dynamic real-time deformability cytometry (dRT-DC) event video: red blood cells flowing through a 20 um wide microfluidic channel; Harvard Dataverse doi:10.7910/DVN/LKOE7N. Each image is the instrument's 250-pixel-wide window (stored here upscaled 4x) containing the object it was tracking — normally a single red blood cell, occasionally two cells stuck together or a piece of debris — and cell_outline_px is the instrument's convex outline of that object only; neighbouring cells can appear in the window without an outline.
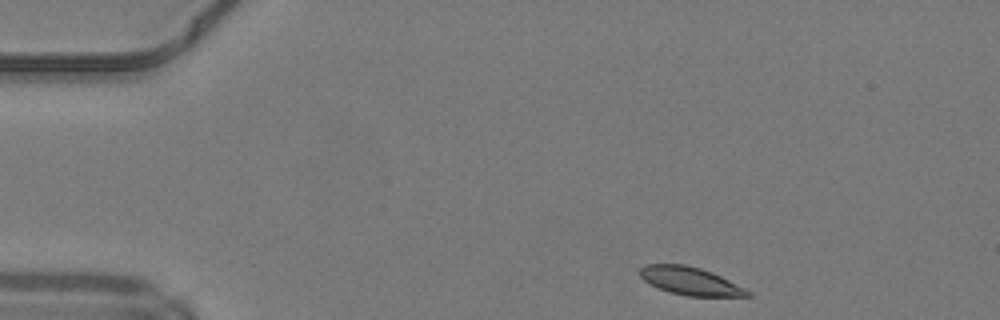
{"species": "common noctule bat (a hibernating species)", "species_latin": "Nyctalus noctula", "temperature_condition": "warm", "stored_images_in_passage": 42, "camera_frame_rate_fps": 3000, "um_per_image_px": 0.085, "animal": {"sex": "male", "body_mass_g": 19.2, "forearm_length_mm": 51.8}, "frame": {"image": 1, "passage_image": 1, "time_ms": 0.0, "image_size_px": [1000, 320], "cell_outline_px": [[752, 296], [688, 296], [668, 292], [644, 280], [640, 276], [640, 268], [644, 264], [684, 264], [700, 268], [712, 272], [752, 292]], "centroid_in_image_um": [58.67, 23.88], "position_along_channel_um": 26.3, "area_um2": 17.34}}
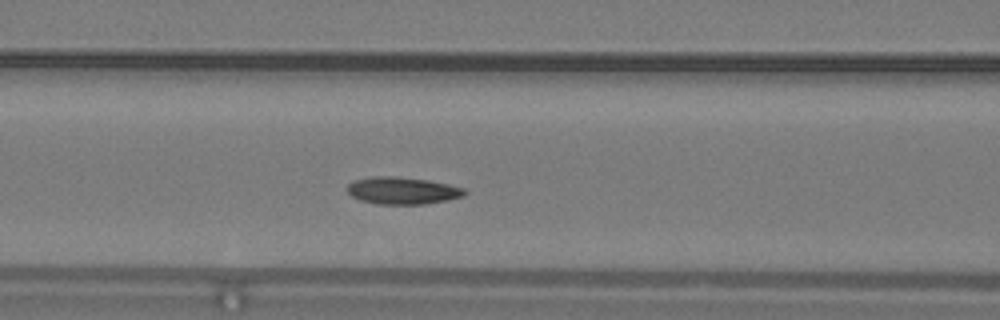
{"frame": {"image": 2, "passage_image": 14, "time_ms": 4.333, "image_size_px": [1000, 320], "cell_outline_px": [[468, 192], [464, 196], [448, 200], [424, 204], [376, 204], [360, 200], [352, 196], [348, 192], [348, 184], [352, 180], [372, 176], [396, 176], [428, 180], [448, 184], [464, 188]], "centroid_in_image_um": [34.21, 16.2], "position_along_channel_um": 132.4, "area_um2": 18.73}}
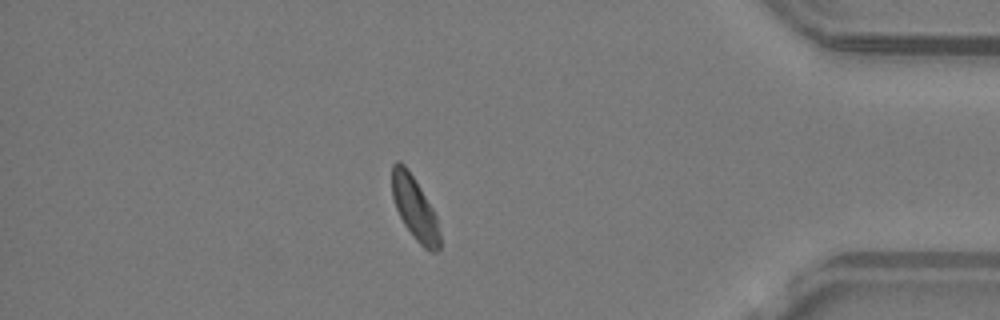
{"frame": {"image": 3, "passage_image": 36, "time_ms": 11.667, "image_size_px": [1000, 320], "cell_outline_px": [[440, 248], [436, 252], [428, 252], [416, 240], [404, 224], [396, 208], [392, 196], [392, 164], [396, 160], [400, 160], [408, 168], [432, 208], [436, 216], [440, 236]], "centroid_in_image_um": [35.24, 17.69], "position_along_channel_um": 400.0, "area_um2": 17.51}, "authors_computed_cell_mechanics": {"area_um2": 18.207, "velocity_mm_per_s": 4.1714, "shape_relaxation_time_tau1_ms": 2.7433, "shape_relaxation_time_tau2_ms": 7.6933, "deformation_change_tau1": 0.1023, "deformation_change_tau2": 0.1295}}